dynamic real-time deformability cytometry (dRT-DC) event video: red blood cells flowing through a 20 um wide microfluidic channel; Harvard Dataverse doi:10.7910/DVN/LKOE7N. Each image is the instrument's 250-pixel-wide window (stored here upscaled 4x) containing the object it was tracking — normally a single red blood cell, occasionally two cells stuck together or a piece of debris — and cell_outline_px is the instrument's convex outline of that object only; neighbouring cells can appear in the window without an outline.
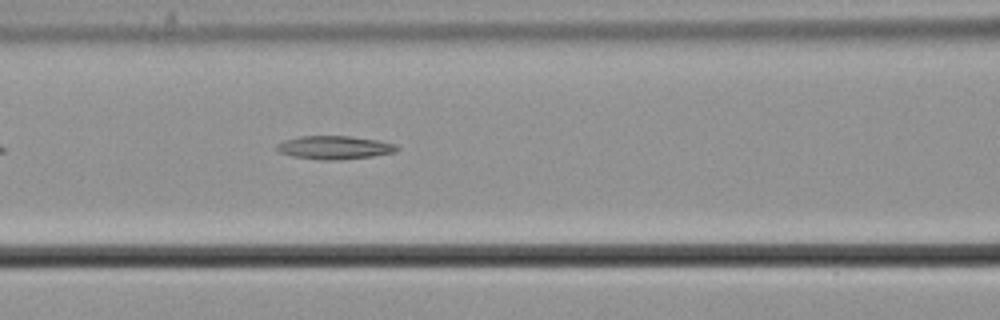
{"species": "common noctule bat (a hibernating species)", "species_latin": "Nyctalus noctula", "temperature_condition": "cold", "stored_images_in_passage": 42, "camera_frame_rate_fps": 3000, "um_per_image_px": 0.085, "animal": {"sex": "male", "body_mass_g": 21.5, "forearm_length_mm": 52.0}, "frame": {"image": 1, "passage_image": 10, "time_ms": 3.0, "image_size_px": [1000, 320], "cell_outline_px": [[400, 148], [396, 152], [372, 156], [340, 160], [320, 160], [292, 156], [280, 152], [276, 148], [276, 144], [284, 140], [300, 136], [348, 136], [376, 140], [396, 144]], "centroid_in_image_um": [28.43, 12.54], "position_along_channel_um": 138.2, "area_um2": 16.36}}
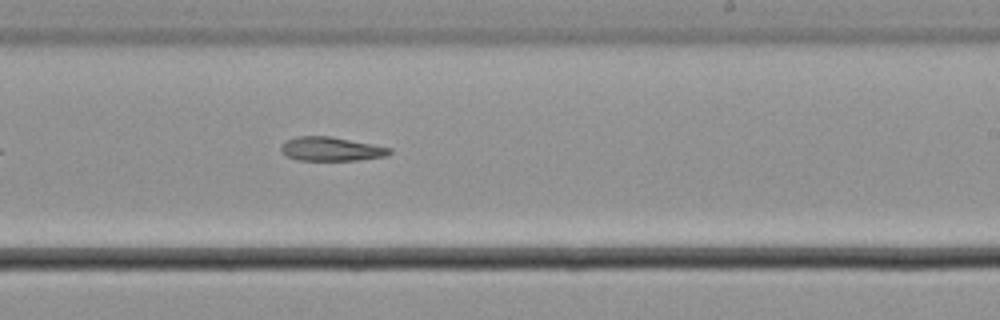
{"frame": {"image": 2, "passage_image": 20, "time_ms": 6.333, "image_size_px": [1000, 320], "cell_outline_px": [[392, 152], [388, 156], [356, 160], [300, 160], [288, 156], [280, 148], [280, 144], [296, 136], [332, 136], [392, 148]], "centroid_in_image_um": [28.18, 12.65], "position_along_channel_um": 260.8, "area_um2": 15.09}}
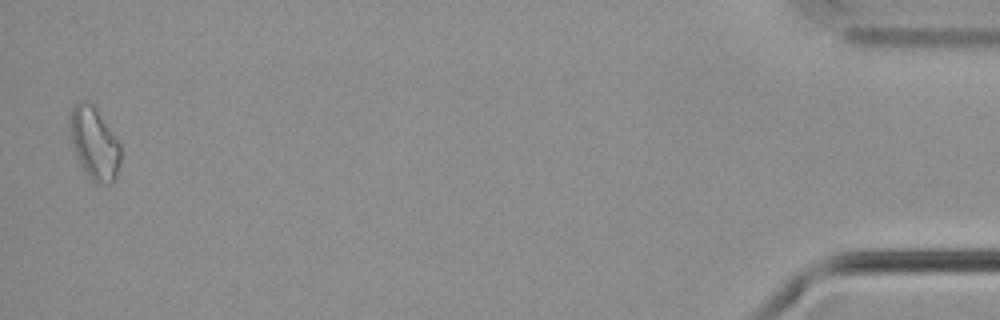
{"frame": {"image": 3, "passage_image": 41, "time_ms": 13.333, "image_size_px": [1000, 320], "cell_outline_px": [[120, 160], [116, 176], [112, 184], [108, 184], [92, 180], [88, 176], [76, 152], [72, 140], [68, 116], [72, 108], [80, 100], [84, 100], [92, 104], [112, 132], [120, 144]], "centroid_in_image_um": [8.02, 12.16], "position_along_channel_um": 427.2, "area_um2": 20.63}, "authors_computed_cell_mechanics": {"area_um2": 16.2418, "velocity_mm_per_s": 3.691, "shape_relaxation_time_tau1_ms": 4.0559, "shape_relaxation_time_tau2_ms": null, "deformation_change_tau1": 0.1145, "deformation_change_tau2": null}}